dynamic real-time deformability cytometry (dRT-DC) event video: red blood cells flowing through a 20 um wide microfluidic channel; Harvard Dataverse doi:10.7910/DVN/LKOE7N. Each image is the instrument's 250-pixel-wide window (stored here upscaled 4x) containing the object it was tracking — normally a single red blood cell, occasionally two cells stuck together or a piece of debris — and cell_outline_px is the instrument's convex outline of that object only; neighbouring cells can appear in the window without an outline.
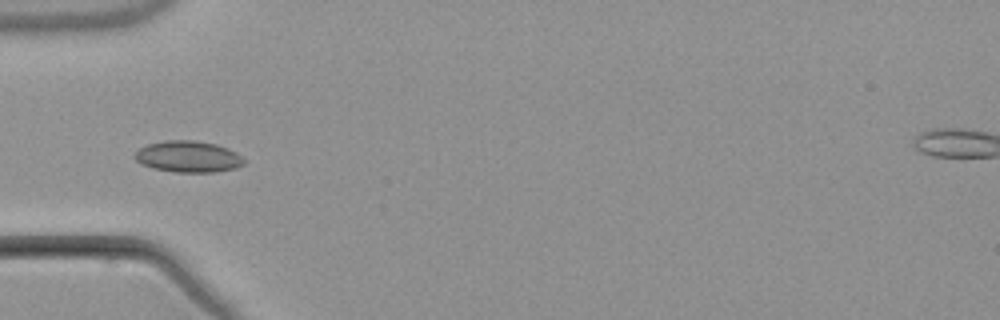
{"species": "common noctule bat (a hibernating species)", "species_latin": "Nyctalus noctula", "temperature_condition": "warm", "stored_images_in_passage": 8, "camera_frame_rate_fps": 3000, "um_per_image_px": 0.085, "animal": {"sex": "male", "body_mass_g": 21.5, "forearm_length_mm": 52.0}, "frame": {"image": 1, "passage_image": 6, "time_ms": 6.333, "image_size_px": [1000, 320], "cell_outline_px": [[244, 164], [236, 168], [216, 172], [176, 172], [152, 168], [140, 164], [132, 156], [140, 148], [148, 144], [164, 140], [192, 140], [216, 144], [228, 148], [236, 152], [244, 160]], "centroid_in_image_um": [15.98, 13.31], "position_along_channel_um": 69.0, "area_um2": 20.06}}
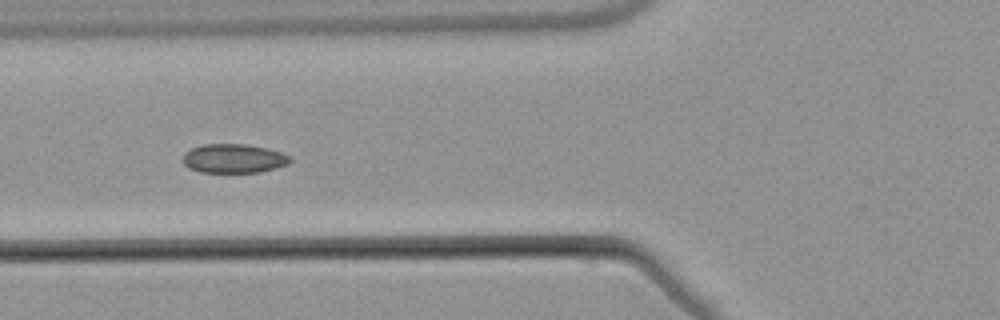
{"frame": {"image": 2, "passage_image": 7, "time_ms": 7.333, "image_size_px": [1000, 320], "cell_outline_px": [[292, 160], [288, 164], [276, 168], [260, 172], [200, 172], [188, 168], [184, 164], [184, 152], [192, 148], [204, 144], [244, 144], [268, 148], [292, 156]], "centroid_in_image_um": [19.89, 13.47], "position_along_channel_um": 105.9, "area_um2": 18.21}}
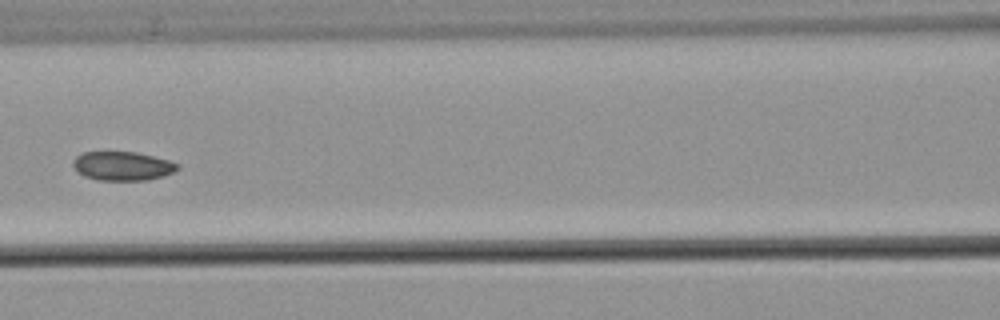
{"frame": {"image": 3, "passage_image": 8, "time_ms": 8.667, "image_size_px": [1000, 320], "cell_outline_px": [[180, 168], [164, 176], [148, 180], [96, 180], [84, 176], [72, 164], [72, 160], [76, 156], [84, 152], [136, 152], [168, 160], [180, 164]], "centroid_in_image_um": [10.43, 14.11], "position_along_channel_um": 156.2, "area_um2": 17.57}}